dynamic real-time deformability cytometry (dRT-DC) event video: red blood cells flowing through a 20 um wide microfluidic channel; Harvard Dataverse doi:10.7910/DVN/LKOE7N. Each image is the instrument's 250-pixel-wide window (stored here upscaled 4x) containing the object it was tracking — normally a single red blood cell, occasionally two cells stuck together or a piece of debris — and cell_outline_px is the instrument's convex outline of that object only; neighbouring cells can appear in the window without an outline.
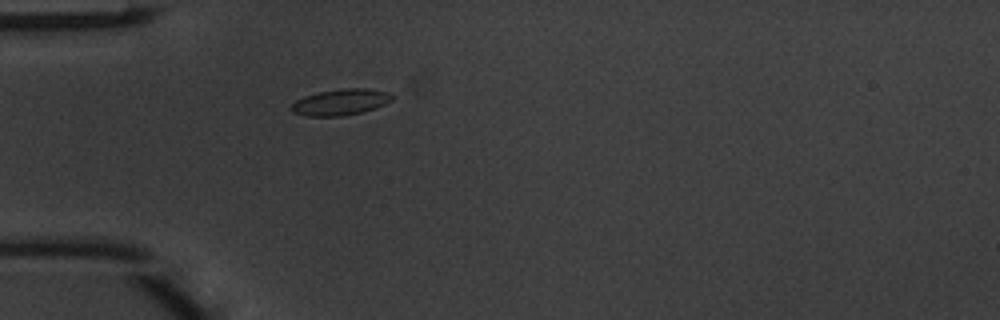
{"species": "common noctule bat (a hibernating species)", "species_latin": "Nyctalus noctula", "temperature_condition": "warm", "stored_images_in_passage": 35, "camera_frame_rate_fps": 3000, "um_per_image_px": 0.085, "animal": {"sex": "male", "body_mass_g": 20.1, "forearm_length_mm": 53.5}, "frame": {"image": 1, "passage_image": 1, "time_ms": 0.0, "image_size_px": [1000, 320], "cell_outline_px": [[392, 100], [376, 108], [360, 112], [340, 116], [308, 116], [292, 112], [288, 108], [296, 100], [304, 96], [320, 92], [340, 88], [364, 88], [388, 92], [392, 96]], "centroid_in_image_um": [28.91, 8.68], "position_along_channel_um": 56.1, "area_um2": 15.26}}
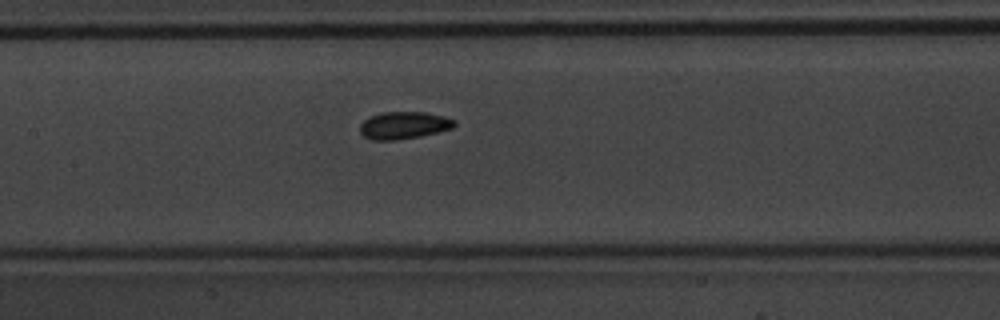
{"frame": {"image": 2, "passage_image": 10, "time_ms": 3.0, "image_size_px": [1000, 320], "cell_outline_px": [[456, 124], [452, 128], [420, 136], [396, 140], [372, 140], [364, 136], [360, 132], [360, 124], [368, 116], [380, 112], [424, 112], [444, 116], [456, 120]], "centroid_in_image_um": [34.3, 10.64], "position_along_channel_um": 173.1, "area_um2": 15.09}}
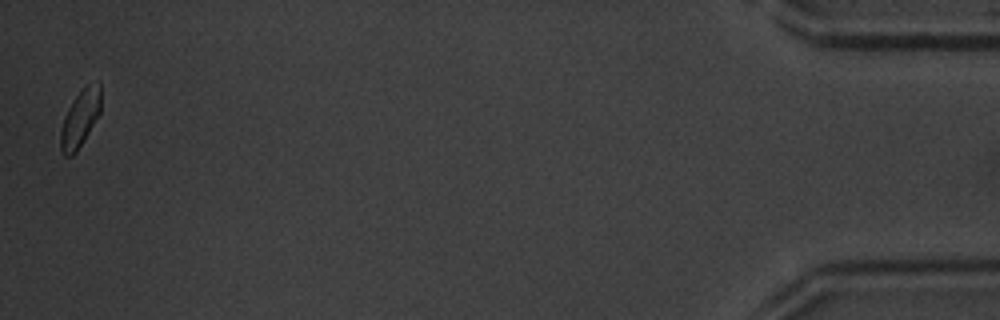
{"frame": {"image": 3, "passage_image": 35, "time_ms": 11.333, "image_size_px": [1000, 320], "cell_outline_px": [[100, 112], [84, 140], [76, 152], [72, 156], [64, 156], [60, 152], [60, 132], [64, 116], [68, 108], [76, 96], [88, 84], [100, 80]], "centroid_in_image_um": [6.79, 10.09], "position_along_channel_um": 428.4, "area_um2": 13.29}, "authors_computed_cell_mechanics": {"area_um2": 14.3344, "velocity_mm_per_s": 4.1157, "shape_relaxation_time_tau1_ms": 1.856, "shape_relaxation_time_tau2_ms": 4.6116, "deformation_change_tau1": 0.0723, "deformation_change_tau2": 0.0708}}